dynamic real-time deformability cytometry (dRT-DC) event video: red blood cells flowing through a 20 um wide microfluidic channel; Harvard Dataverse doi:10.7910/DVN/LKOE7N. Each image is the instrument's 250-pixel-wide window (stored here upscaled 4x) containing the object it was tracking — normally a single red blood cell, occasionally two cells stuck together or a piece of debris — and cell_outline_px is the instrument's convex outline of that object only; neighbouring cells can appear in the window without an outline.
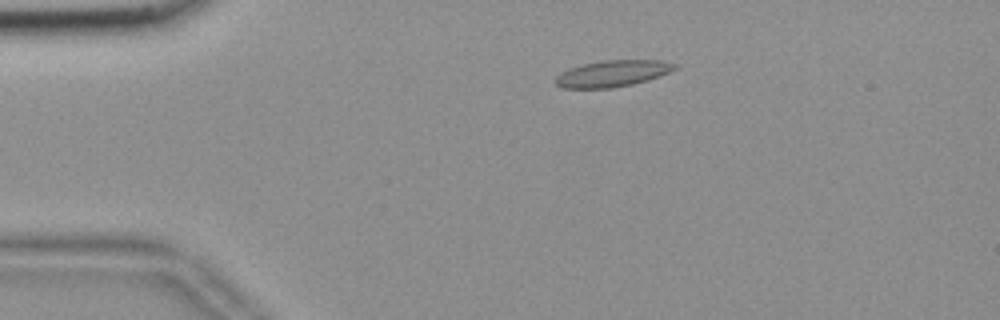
{"species": "common noctule bat (a hibernating species)", "species_latin": "Nyctalus noctula", "temperature_condition": "room temperature", "stored_images_in_passage": 55, "camera_frame_rate_fps": 3000, "um_per_image_px": 0.085, "animal": {"sex": "female", "body_mass_g": 18.4}, "frame": {"image": 1, "passage_image": 11, "time_ms": 3.333, "image_size_px": [1000, 320], "cell_outline_px": [[676, 68], [660, 76], [648, 80], [632, 84], [612, 88], [564, 88], [556, 84], [556, 76], [572, 68], [584, 64], [604, 60], [660, 60], [676, 64]], "centroid_in_image_um": [52.1, 6.25], "position_along_channel_um": 32.9, "area_um2": 18.03}}
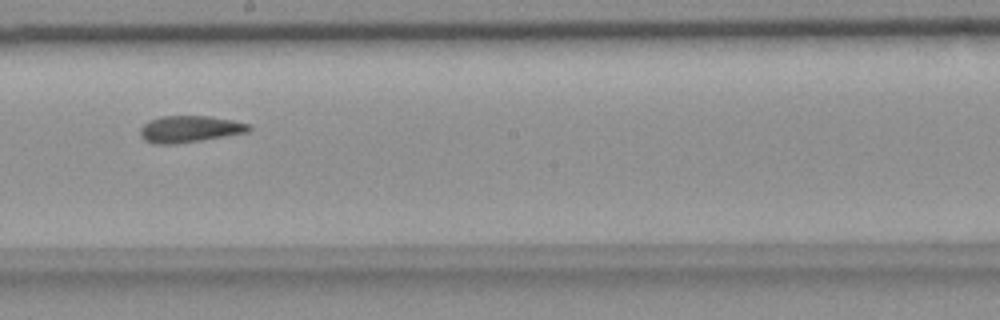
{"frame": {"image": 2, "passage_image": 31, "time_ms": 10.0, "image_size_px": [1000, 320], "cell_outline_px": [[252, 128], [248, 132], [176, 144], [156, 144], [144, 140], [140, 136], [140, 128], [148, 120], [160, 116], [208, 116], [232, 120], [248, 124]], "centroid_in_image_um": [16.07, 10.96], "position_along_channel_um": 232.1, "area_um2": 16.82}}
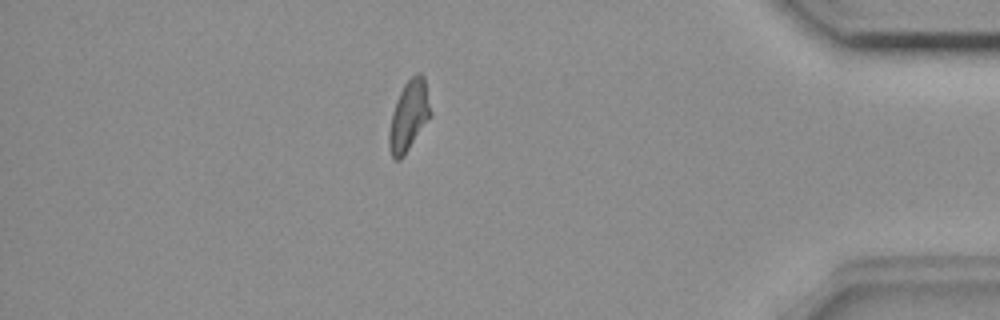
{"frame": {"image": 3, "passage_image": 48, "time_ms": 15.667, "image_size_px": [1000, 320], "cell_outline_px": [[432, 116], [404, 156], [400, 160], [396, 160], [392, 156], [388, 148], [388, 132], [392, 112], [396, 100], [404, 84], [416, 72], [420, 72], [424, 76], [432, 112]], "centroid_in_image_um": [34.76, 9.85], "position_along_channel_um": 400.4, "area_um2": 17.34}, "authors_computed_cell_mechanics": {"area_um2": 17.1666, "velocity_mm_per_s": 3.6616, "shape_relaxation_time_tau1_ms": null, "shape_relaxation_time_tau2_ms": 2.9968, "deformation_change_tau1": null, "deformation_change_tau2": 0.1062}}